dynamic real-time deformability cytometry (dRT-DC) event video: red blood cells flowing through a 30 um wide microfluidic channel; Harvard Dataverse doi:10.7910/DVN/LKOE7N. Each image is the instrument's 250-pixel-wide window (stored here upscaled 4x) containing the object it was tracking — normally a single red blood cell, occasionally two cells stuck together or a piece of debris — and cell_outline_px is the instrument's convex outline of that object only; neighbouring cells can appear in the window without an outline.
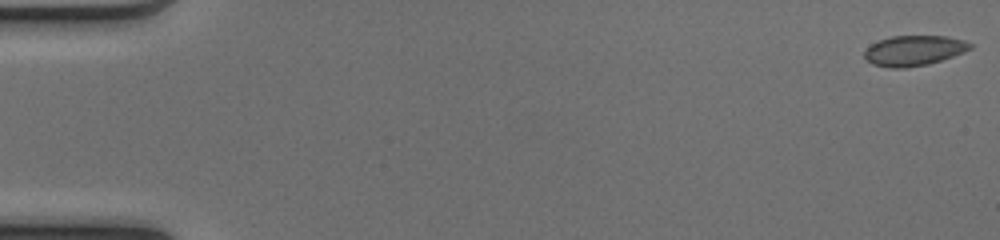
{"species": "common noctule bat (a hibernating species)", "species_latin": "Nyctalus noctula", "temperature_condition": "cold", "stored_images_in_passage": 51, "camera_frame_rate_fps": 3000, "um_per_image_px": 0.085, "animal": {"sex": "female", "body_mass_g": 17.0, "forearm_length_mm": 48.0}, "frame": {"image": 1, "passage_image": 1, "time_ms": 0.0, "image_size_px": [1000, 240], "cell_outline_px": [[972, 48], [964, 52], [928, 64], [904, 68], [892, 68], [872, 64], [864, 56], [864, 52], [872, 44], [880, 40], [892, 36], [948, 36], [964, 40], [972, 44]], "centroid_in_image_um": [77.7, 4.29], "position_along_channel_um": 7.3, "area_um2": 18.44}}
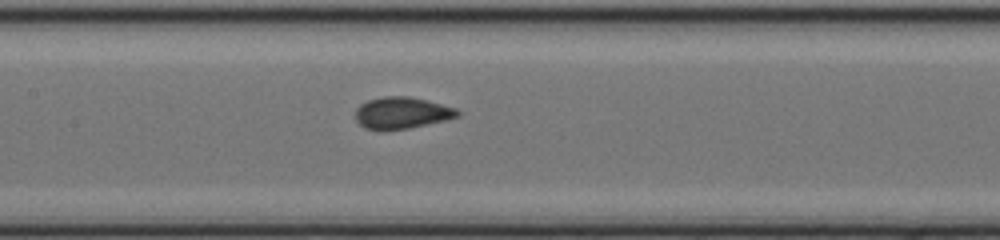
{"frame": {"image": 2, "passage_image": 25, "time_ms": 8.0, "image_size_px": [1000, 240], "cell_outline_px": [[460, 116], [444, 120], [408, 128], [364, 128], [356, 120], [356, 108], [360, 104], [368, 100], [384, 96], [408, 96], [456, 108], [460, 112]], "centroid_in_image_um": [34.15, 9.57], "position_along_channel_um": 173.3, "area_um2": 18.26}}
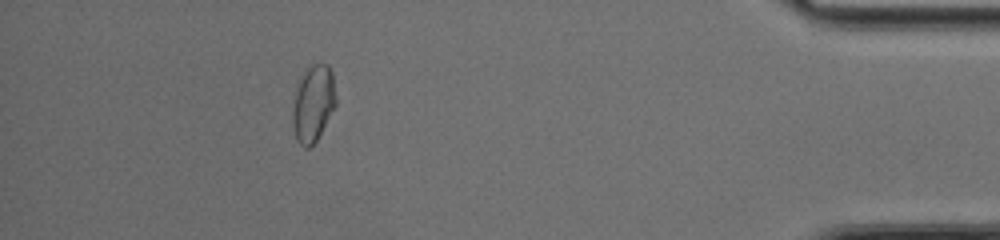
{"frame": {"image": 3, "passage_image": 46, "time_ms": 15.0, "image_size_px": [1000, 240], "cell_outline_px": [[336, 104], [316, 140], [308, 148], [304, 148], [296, 140], [292, 124], [292, 112], [296, 84], [300, 76], [312, 64], [328, 64], [332, 72], [336, 96]], "centroid_in_image_um": [26.59, 8.78], "position_along_channel_um": 408.6, "area_um2": 19.36}, "authors_computed_cell_mechanics": {"area_um2": 18.6694, "velocity_mm_per_s": 4.129, "shape_relaxation_time_tau1_ms": null, "shape_relaxation_time_tau2_ms": 0.9035, "deformation_change_tau1": null, "deformation_change_tau2": 0.0434}}